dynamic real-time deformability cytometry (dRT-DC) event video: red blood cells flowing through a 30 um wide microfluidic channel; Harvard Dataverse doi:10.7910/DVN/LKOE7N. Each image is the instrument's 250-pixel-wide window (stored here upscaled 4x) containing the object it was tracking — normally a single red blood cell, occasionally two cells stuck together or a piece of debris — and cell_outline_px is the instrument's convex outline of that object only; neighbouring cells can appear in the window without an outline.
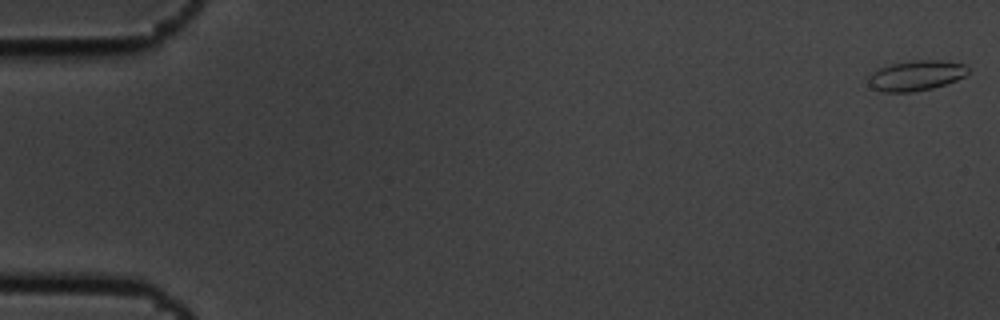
{"species": "common noctule bat (a hibernating species)", "species_latin": "Nyctalus noctula", "temperature_condition": "cold", "stored_images_in_passage": 3, "camera_frame_rate_fps": 3000, "um_per_image_px": 0.085, "animal": {"sex": "male", "body_mass_g": 19.5, "forearm_length_mm": 54.6}, "frame": {"image": 1, "passage_image": 1, "time_ms": 0.0, "image_size_px": [1000, 320], "cell_outline_px": [[968, 72], [964, 76], [956, 80], [932, 88], [912, 92], [884, 92], [872, 88], [868, 84], [864, 76], [880, 68], [892, 64], [916, 60], [940, 60], [964, 64], [968, 68]], "centroid_in_image_um": [77.8, 6.43], "position_along_channel_um": 7.2, "area_um2": 17.57}}